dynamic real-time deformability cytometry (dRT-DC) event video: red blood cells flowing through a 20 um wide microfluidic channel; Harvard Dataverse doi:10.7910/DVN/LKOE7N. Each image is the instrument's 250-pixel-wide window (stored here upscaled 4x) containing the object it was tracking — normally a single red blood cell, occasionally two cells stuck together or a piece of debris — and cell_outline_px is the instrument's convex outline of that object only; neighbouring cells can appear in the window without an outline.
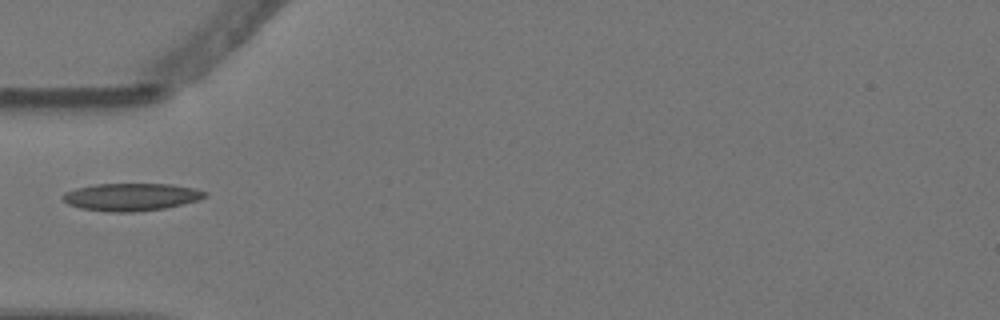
{"species": "Egyptian fruit bat (a non-hibernating species)", "species_latin": "Rousettus aegyptiacus", "temperature_condition": "warm", "stored_images_in_passage": 1, "camera_frame_rate_fps": 3000, "um_per_image_px": 0.085, "animal": {"sex": "female"}, "frame": {"image": 1, "passage_image": 1, "time_ms": 0.0, "image_size_px": [1000, 320], "cell_outline_px": [[208, 196], [184, 204], [164, 208], [136, 212], [108, 212], [80, 208], [68, 204], [60, 196], [64, 192], [76, 188], [96, 184], [172, 184], [192, 188], [208, 192]], "centroid_in_image_um": [11.13, 16.74], "position_along_channel_um": 73.9, "area_um2": 22.89}}